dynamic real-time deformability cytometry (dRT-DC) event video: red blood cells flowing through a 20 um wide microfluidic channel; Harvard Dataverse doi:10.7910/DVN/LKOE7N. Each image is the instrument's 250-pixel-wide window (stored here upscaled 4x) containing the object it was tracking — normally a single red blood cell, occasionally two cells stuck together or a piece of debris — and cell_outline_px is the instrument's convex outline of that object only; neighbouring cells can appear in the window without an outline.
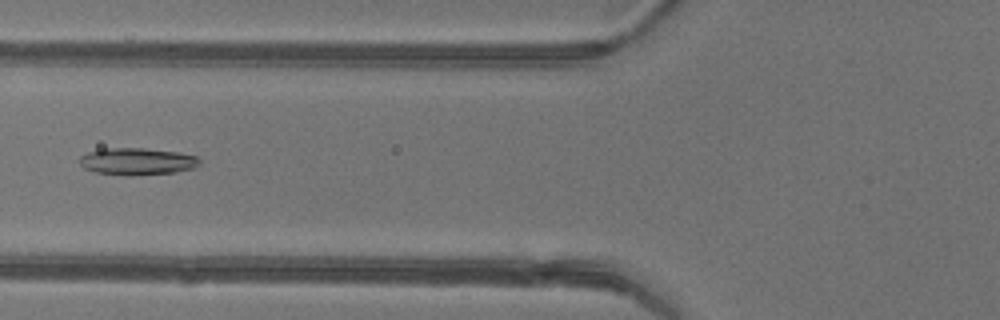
{"species": "common noctule bat (a hibernating species)", "species_latin": "Nyctalus noctula", "temperature_condition": "warm", "stored_images_in_passage": 48, "camera_frame_rate_fps": 3000, "um_per_image_px": 0.085, "animal": {"sex": "female"}, "frame": {"image": 1, "passage_image": 20, "time_ms": 6.333, "image_size_px": [1000, 320], "cell_outline_px": [[200, 164], [196, 168], [176, 172], [96, 172], [84, 168], [80, 164], [80, 156], [88, 152], [104, 148], [144, 148], [180, 152], [196, 156], [200, 160]], "centroid_in_image_um": [11.71, 13.65], "position_along_channel_um": 114.1, "area_um2": 17.92}}
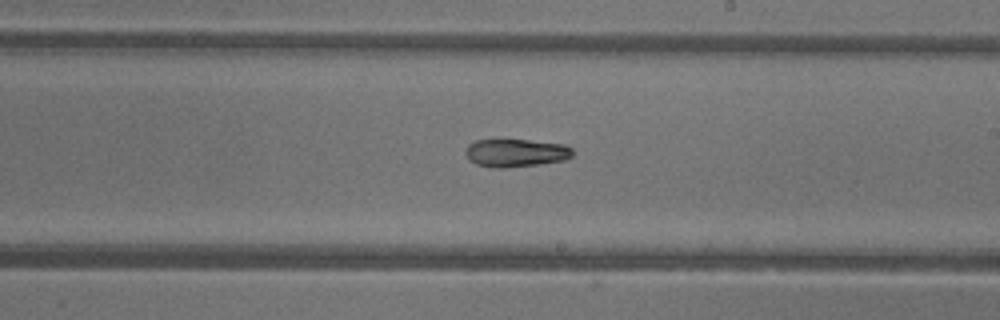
{"frame": {"image": 2, "passage_image": 29, "time_ms": 9.333, "image_size_px": [1000, 320], "cell_outline_px": [[572, 156], [564, 160], [536, 164], [504, 168], [492, 168], [476, 164], [464, 152], [468, 144], [476, 140], [528, 140], [564, 144], [572, 148]], "centroid_in_image_um": [43.83, 12.99], "position_along_channel_um": 245.2, "area_um2": 17.28}}
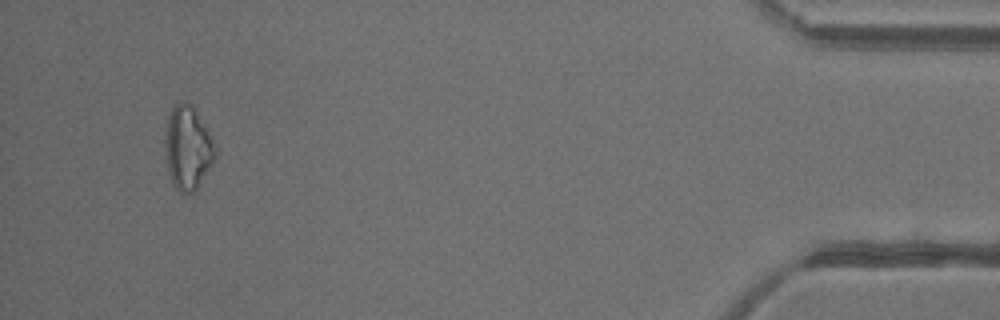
{"frame": {"image": 3, "passage_image": 46, "time_ms": 15.0, "image_size_px": [1000, 320], "cell_outline_px": [[216, 160], [196, 188], [192, 192], [180, 192], [176, 188], [172, 180], [164, 156], [164, 132], [168, 116], [172, 108], [180, 100], [192, 104], [208, 132], [216, 148]], "centroid_in_image_um": [15.94, 12.53], "position_along_channel_um": 419.3, "area_um2": 24.39}}